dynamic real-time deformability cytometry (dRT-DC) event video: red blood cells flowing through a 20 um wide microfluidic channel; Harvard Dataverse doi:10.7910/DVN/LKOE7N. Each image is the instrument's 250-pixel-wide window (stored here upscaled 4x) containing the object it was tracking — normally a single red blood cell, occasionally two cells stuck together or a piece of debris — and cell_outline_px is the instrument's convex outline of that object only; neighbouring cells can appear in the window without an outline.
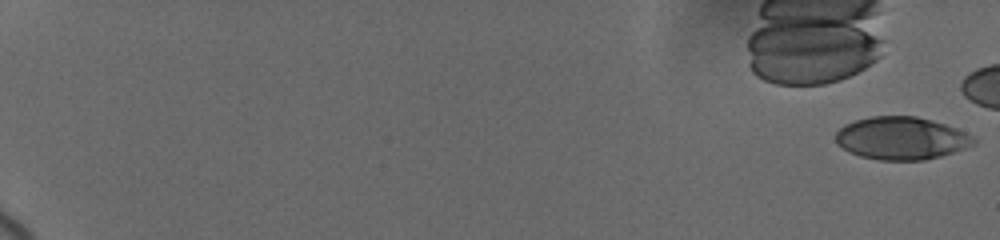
{"species": "human", "species_latin": "Homo sapiens", "temperature_condition": "cold", "stored_images_in_passage": 14, "camera_frame_rate_fps": 3000, "um_per_image_px": 0.085, "donor": {"sex": "female"}, "frame": {"image": 1, "passage_image": 1, "time_ms": 0.0, "image_size_px": [1000, 240], "cell_outline_px": [[976, 144], [940, 156], [924, 160], [880, 160], [860, 156], [848, 152], [836, 140], [836, 132], [844, 124], [856, 120], [872, 116], [916, 116], [944, 124], [956, 128], [964, 132], [976, 140]], "centroid_in_image_um": [76.6, 11.75], "position_along_channel_um": 8.4, "area_um2": 33.99}}